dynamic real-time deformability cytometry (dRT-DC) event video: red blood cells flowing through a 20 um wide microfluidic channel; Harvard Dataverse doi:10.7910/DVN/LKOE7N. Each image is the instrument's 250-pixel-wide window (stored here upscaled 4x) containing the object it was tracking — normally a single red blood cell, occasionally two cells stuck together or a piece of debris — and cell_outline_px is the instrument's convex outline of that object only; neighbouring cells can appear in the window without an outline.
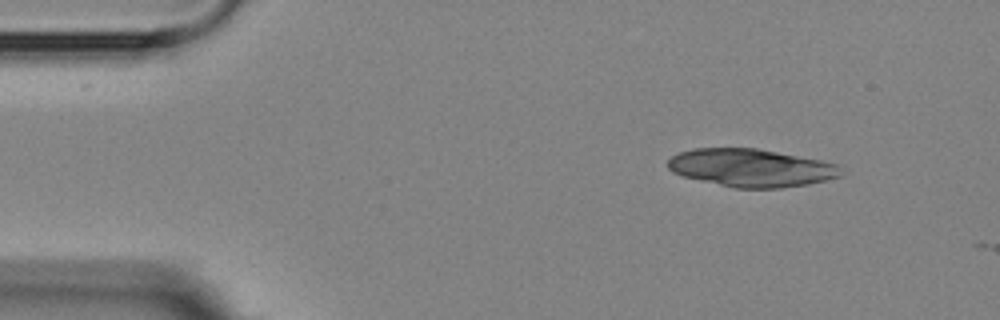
{"species": "Egyptian fruit bat (a non-hibernating species)", "species_latin": "Rousettus aegyptiacus", "temperature_condition": "room temperature", "stored_images_in_passage": 4, "camera_frame_rate_fps": 3000, "um_per_image_px": 0.085, "animal": {"sex": "female"}, "frame": {"image": 1, "passage_image": 1, "time_ms": 0.0, "image_size_px": [1000, 320], "cell_outline_px": [[840, 176], [808, 184], [780, 188], [736, 188], [684, 176], [672, 172], [668, 168], [668, 160], [672, 156], [680, 152], [692, 148], [756, 148], [820, 160], [840, 164]], "centroid_in_image_um": [63.84, 14.26], "position_along_channel_um": 21.2, "area_um2": 37.86}}